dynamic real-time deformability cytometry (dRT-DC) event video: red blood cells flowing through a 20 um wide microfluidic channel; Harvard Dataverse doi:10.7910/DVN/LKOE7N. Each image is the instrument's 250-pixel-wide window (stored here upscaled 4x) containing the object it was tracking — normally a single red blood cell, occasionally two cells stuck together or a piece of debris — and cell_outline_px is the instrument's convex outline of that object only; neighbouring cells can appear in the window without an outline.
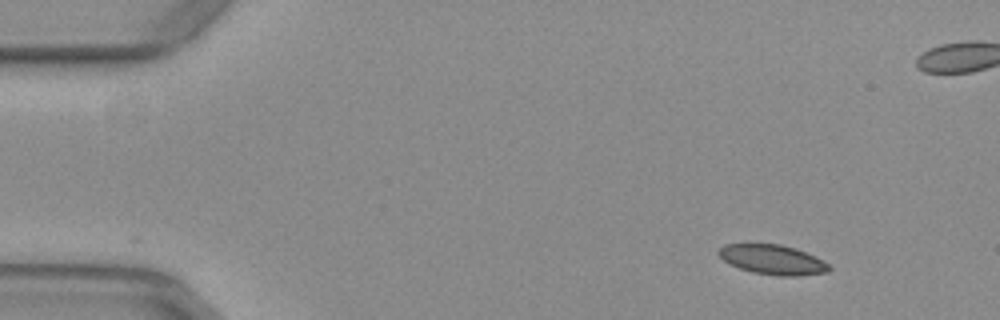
{"species": "common noctule bat (a hibernating species)", "species_latin": "Nyctalus noctula", "temperature_condition": "warm", "stored_images_in_passage": 49, "camera_frame_rate_fps": 3000, "um_per_image_px": 0.085, "animal": {"sex": "female", "body_mass_g": 29.2, "forearm_length_mm": 56.3}, "frame": {"image": 1, "passage_image": 1, "time_ms": 0.0, "image_size_px": [1000, 320], "cell_outline_px": [[832, 268], [828, 272], [796, 276], [780, 276], [752, 272], [740, 268], [724, 260], [716, 252], [724, 244], [780, 244], [796, 248], [816, 256], [828, 264]], "centroid_in_image_um": [65.7, 22.06], "position_along_channel_um": 19.3, "area_um2": 19.07}}
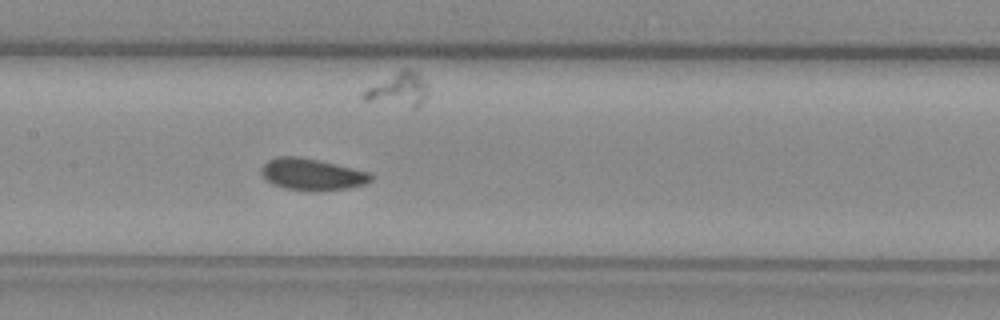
{"frame": {"image": 2, "passage_image": 21, "time_ms": 6.667, "image_size_px": [1000, 320], "cell_outline_px": [[372, 180], [364, 184], [348, 188], [316, 192], [312, 192], [284, 188], [272, 184], [260, 172], [260, 168], [268, 160], [276, 156], [296, 156], [336, 164], [372, 172]], "centroid_in_image_um": [26.53, 14.83], "position_along_channel_um": 180.9, "area_um2": 20.4}}
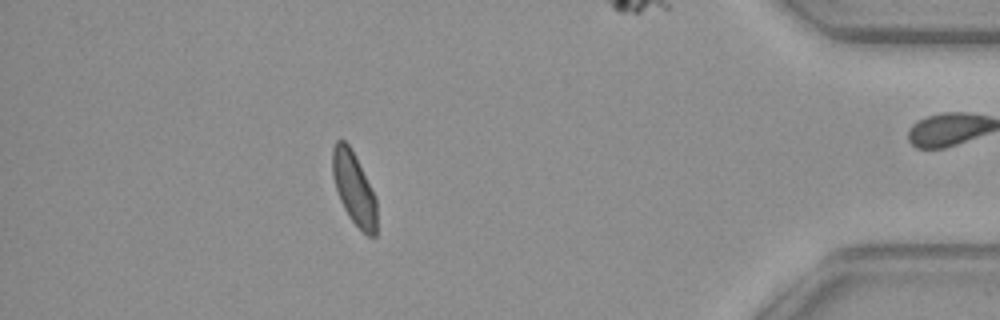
{"frame": {"image": 3, "passage_image": 42, "time_ms": 13.667, "image_size_px": [1000, 320], "cell_outline_px": [[376, 236], [368, 236], [348, 216], [340, 200], [332, 176], [332, 148], [336, 140], [344, 140], [348, 144], [376, 196]], "centroid_in_image_um": [30.07, 16.01], "position_along_channel_um": 405.1, "area_um2": 18.44}}